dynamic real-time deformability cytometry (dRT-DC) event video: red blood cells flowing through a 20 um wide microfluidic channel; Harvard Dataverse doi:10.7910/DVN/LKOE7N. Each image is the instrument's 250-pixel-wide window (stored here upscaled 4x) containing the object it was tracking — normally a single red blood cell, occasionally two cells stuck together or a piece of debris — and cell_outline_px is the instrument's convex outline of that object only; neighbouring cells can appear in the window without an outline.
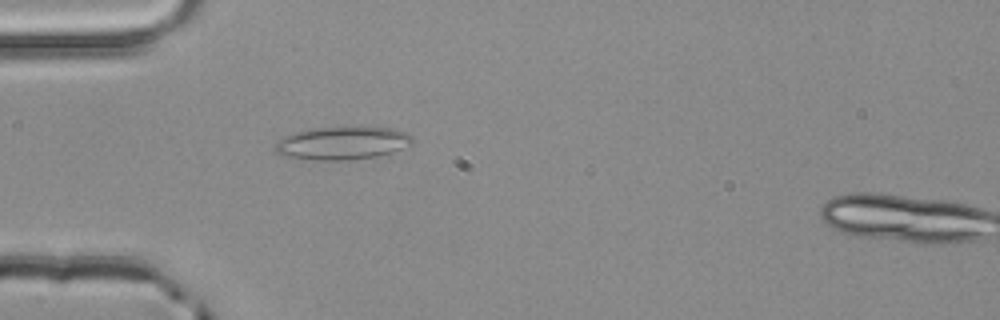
{"species": "common noctule bat (a hibernating species)", "species_latin": "Nyctalus noctula", "temperature_condition": "room temperature", "stored_images_in_passage": 3, "camera_frame_rate_fps": 3000, "um_per_image_px": 0.085, "animal": {"sex": "male", "body_mass_g": 20.4}, "frame": {"image": 1, "passage_image": 3, "time_ms": 0.667, "image_size_px": [1000, 320], "cell_outline_px": [[412, 144], [392, 152], [376, 156], [344, 160], [316, 160], [284, 156], [276, 152], [276, 144], [284, 136], [296, 132], [316, 128], [364, 124], [392, 128], [408, 132], [412, 136]], "centroid_in_image_um": [29.17, 12.11], "position_along_channel_um": 55.8, "area_um2": 26.93}}